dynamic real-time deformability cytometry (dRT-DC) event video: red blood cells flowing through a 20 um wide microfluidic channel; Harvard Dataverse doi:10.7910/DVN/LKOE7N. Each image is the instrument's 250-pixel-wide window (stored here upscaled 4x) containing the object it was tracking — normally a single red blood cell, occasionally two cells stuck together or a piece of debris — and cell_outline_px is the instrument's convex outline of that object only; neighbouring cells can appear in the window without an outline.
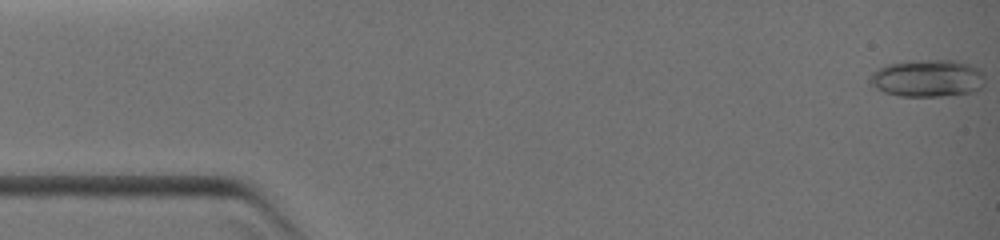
{"species": "common noctule bat (a hibernating species)", "species_latin": "Nyctalus noctula", "temperature_condition": "warm", "stored_images_in_passage": 27, "camera_frame_rate_fps": 3000, "um_per_image_px": 0.085, "animal": {"sex": "female", "body_mass_g": 19.0, "forearm_length_mm": 51.5}, "frame": {"image": 1, "passage_image": 1, "time_ms": 0.0, "image_size_px": [1000, 240], "cell_outline_px": [[984, 84], [980, 88], [972, 92], [940, 96], [900, 96], [884, 92], [868, 84], [868, 76], [872, 72], [888, 64], [912, 60], [952, 60], [968, 64], [980, 68], [984, 76]], "centroid_in_image_um": [78.81, 6.65], "position_along_channel_um": 6.2, "area_um2": 25.14}}
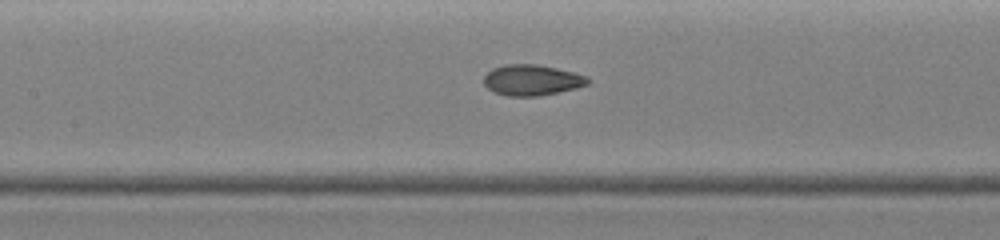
{"frame": {"image": 2, "passage_image": 16, "time_ms": 6.0, "image_size_px": [1000, 240], "cell_outline_px": [[592, 80], [588, 84], [576, 88], [560, 92], [540, 96], [508, 96], [492, 92], [484, 84], [484, 76], [492, 68], [508, 64], [536, 64], [556, 68], [572, 72], [584, 76]], "centroid_in_image_um": [45.2, 6.82], "position_along_channel_um": 162.2, "area_um2": 18.67}}
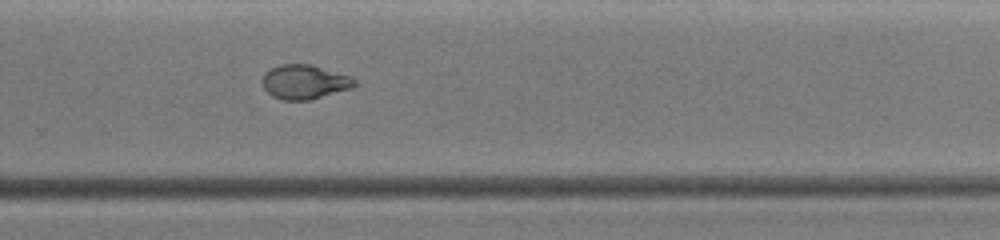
{"frame": {"image": 3, "passage_image": 27, "time_ms": 9.0, "image_size_px": [1000, 240], "cell_outline_px": [[356, 84], [352, 88], [308, 100], [284, 100], [272, 96], [264, 88], [260, 80], [264, 72], [280, 64], [308, 64], [352, 76], [356, 80]], "centroid_in_image_um": [25.86, 6.96], "position_along_channel_um": 303.9, "area_um2": 18.44}}